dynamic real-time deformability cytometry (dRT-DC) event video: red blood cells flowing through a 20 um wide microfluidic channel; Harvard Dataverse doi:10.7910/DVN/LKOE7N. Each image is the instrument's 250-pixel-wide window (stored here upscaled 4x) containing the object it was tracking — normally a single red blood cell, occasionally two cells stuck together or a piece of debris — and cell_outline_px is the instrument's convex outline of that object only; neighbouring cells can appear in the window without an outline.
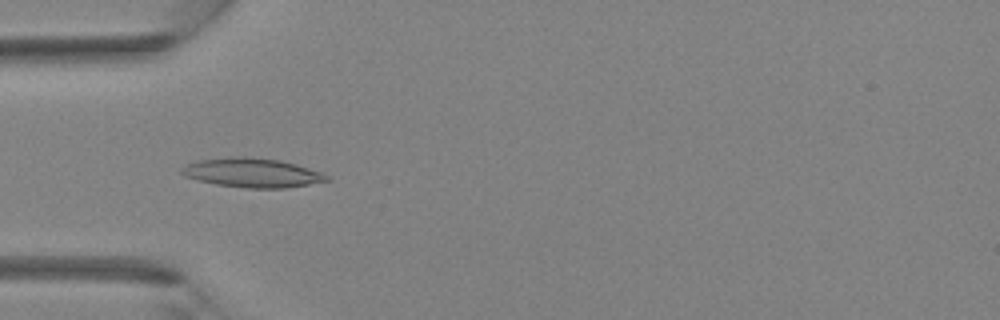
{"species": "Egyptian fruit bat (a non-hibernating species)", "species_latin": "Rousettus aegyptiacus", "temperature_condition": "room temperature", "stored_images_in_passage": 41, "camera_frame_rate_fps": 3000, "um_per_image_px": 0.085, "animal": {"sex": "female"}, "frame": {"image": 1, "passage_image": 13, "time_ms": 4.0, "image_size_px": [1000, 320], "cell_outline_px": [[332, 180], [284, 188], [248, 188], [216, 184], [184, 176], [180, 172], [180, 168], [188, 164], [200, 160], [228, 156], [244, 156], [280, 160], [296, 164], [324, 172]], "centroid_in_image_um": [21.47, 14.67], "position_along_channel_um": 63.5, "area_um2": 24.74}}
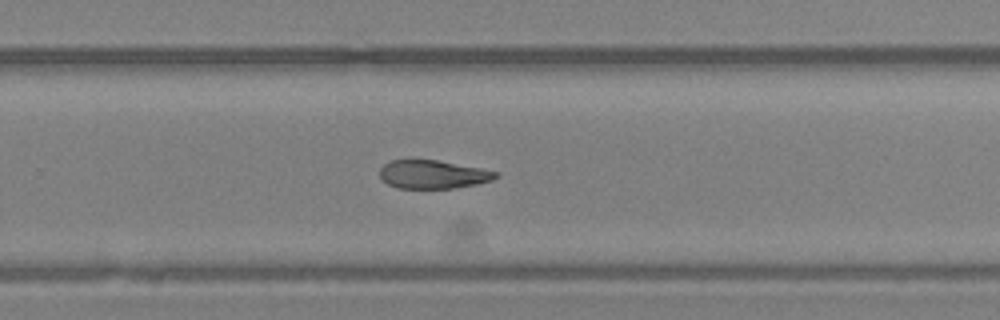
{"frame": {"image": 2, "passage_image": 27, "time_ms": 8.667, "image_size_px": [1000, 320], "cell_outline_px": [[500, 176], [492, 180], [476, 184], [456, 188], [396, 188], [388, 184], [380, 176], [380, 168], [384, 164], [392, 160], [412, 156], [436, 160], [480, 168], [500, 172]], "centroid_in_image_um": [36.77, 14.78], "position_along_channel_um": 293.0, "area_um2": 19.77}}
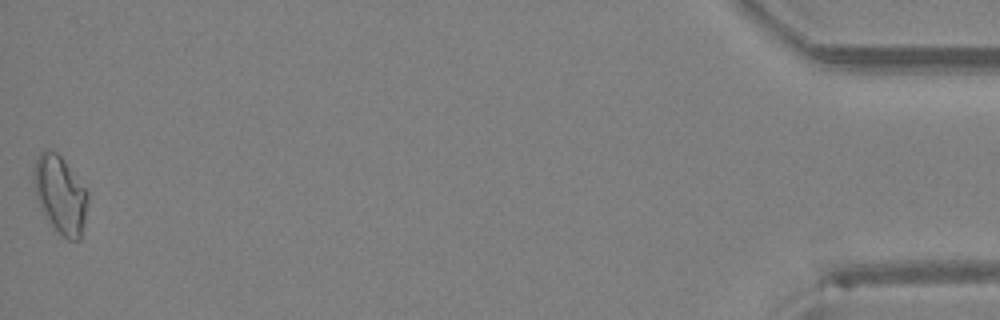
{"frame": {"image": 3, "passage_image": 41, "time_ms": 13.333, "image_size_px": [1000, 320], "cell_outline_px": [[88, 204], [80, 240], [68, 240], [52, 228], [44, 216], [40, 208], [36, 196], [32, 180], [32, 168], [40, 152], [44, 148], [48, 148], [56, 152], [64, 160], [88, 192]], "centroid_in_image_um": [5.09, 16.54], "position_along_channel_um": 430.1, "area_um2": 24.85}}